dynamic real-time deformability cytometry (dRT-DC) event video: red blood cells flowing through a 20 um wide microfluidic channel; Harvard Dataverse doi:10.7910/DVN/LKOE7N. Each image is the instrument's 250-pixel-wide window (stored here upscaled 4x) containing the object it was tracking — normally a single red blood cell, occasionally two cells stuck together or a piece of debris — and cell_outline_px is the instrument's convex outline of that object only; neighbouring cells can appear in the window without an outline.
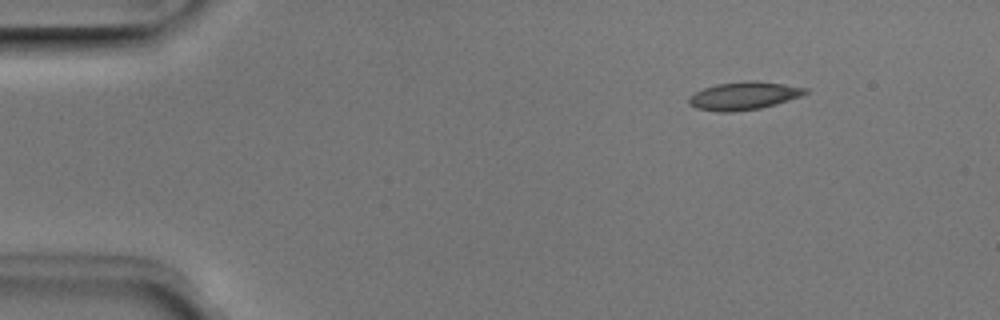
{"species": "Egyptian fruit bat (a non-hibernating species)", "species_latin": "Rousettus aegyptiacus", "temperature_condition": "room temperature", "stored_images_in_passage": 3, "camera_frame_rate_fps": 3000, "um_per_image_px": 0.085, "animal": {"sex": "male"}, "frame": {"image": 1, "passage_image": 1, "time_ms": 0.0, "image_size_px": [1000, 320], "cell_outline_px": [[808, 92], [800, 96], [776, 104], [760, 108], [732, 112], [720, 112], [696, 108], [688, 104], [688, 96], [704, 88], [716, 84], [752, 80], [756, 80], [784, 84], [808, 88]], "centroid_in_image_um": [63.21, 8.14], "position_along_channel_um": 21.8, "area_um2": 18.96}}
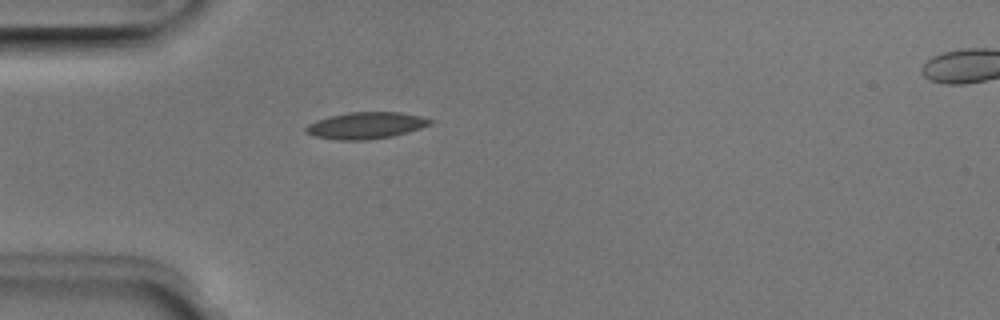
{"frame": {"image": 2, "passage_image": 3, "time_ms": 0.667, "image_size_px": [1000, 320], "cell_outline_px": [[436, 120], [432, 124], [408, 132], [392, 136], [368, 140], [340, 140], [312, 136], [304, 132], [304, 128], [308, 124], [316, 120], [348, 112], [400, 112], [420, 116]], "centroid_in_image_um": [31.11, 10.67], "position_along_channel_um": 53.9, "area_um2": 19.42}}